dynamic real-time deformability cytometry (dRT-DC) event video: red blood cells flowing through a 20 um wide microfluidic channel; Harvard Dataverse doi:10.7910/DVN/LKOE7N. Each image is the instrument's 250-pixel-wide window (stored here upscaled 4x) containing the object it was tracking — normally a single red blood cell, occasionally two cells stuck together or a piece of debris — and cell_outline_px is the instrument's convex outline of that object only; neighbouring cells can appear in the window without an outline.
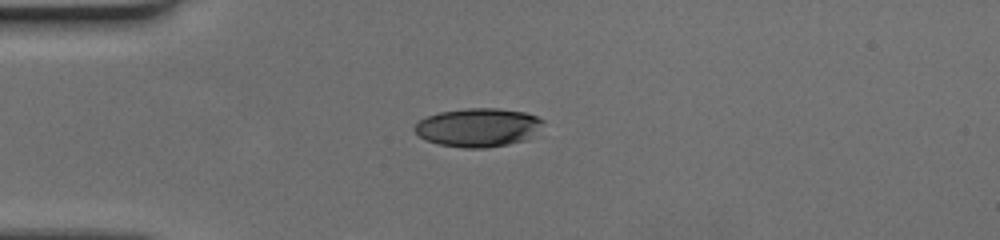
{"species": "human", "species_latin": "Homo sapiens", "temperature_condition": "cold", "stored_images_in_passage": 39, "camera_frame_rate_fps": 3000, "um_per_image_px": 0.085, "donor": {"sex": "female"}, "frame": {"image": 1, "passage_image": 1, "time_ms": 0.0, "image_size_px": [1000, 240], "cell_outline_px": [[544, 120], [524, 140], [508, 144], [484, 148], [464, 148], [440, 144], [428, 140], [420, 136], [412, 128], [420, 120], [428, 116], [440, 112], [468, 108], [496, 108], [524, 112], [536, 116]], "centroid_in_image_um": [40.58, 10.82], "position_along_channel_um": 44.4, "area_um2": 28.21}}
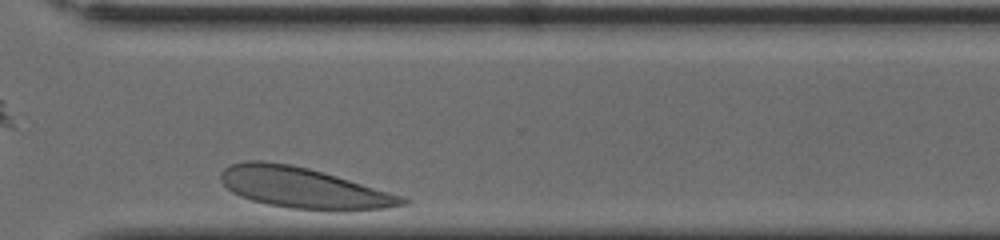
{"frame": {"image": 2, "passage_image": 28, "time_ms": 9.0, "image_size_px": [1000, 240], "cell_outline_px": [[412, 200], [408, 204], [384, 208], [288, 208], [268, 204], [252, 200], [240, 196], [232, 192], [220, 180], [220, 176], [224, 168], [232, 164], [248, 160], [260, 160], [288, 164], [308, 168], [336, 176], [404, 196]], "centroid_in_image_um": [25.74, 15.93], "position_along_channel_um": 344.9, "area_um2": 41.91}}